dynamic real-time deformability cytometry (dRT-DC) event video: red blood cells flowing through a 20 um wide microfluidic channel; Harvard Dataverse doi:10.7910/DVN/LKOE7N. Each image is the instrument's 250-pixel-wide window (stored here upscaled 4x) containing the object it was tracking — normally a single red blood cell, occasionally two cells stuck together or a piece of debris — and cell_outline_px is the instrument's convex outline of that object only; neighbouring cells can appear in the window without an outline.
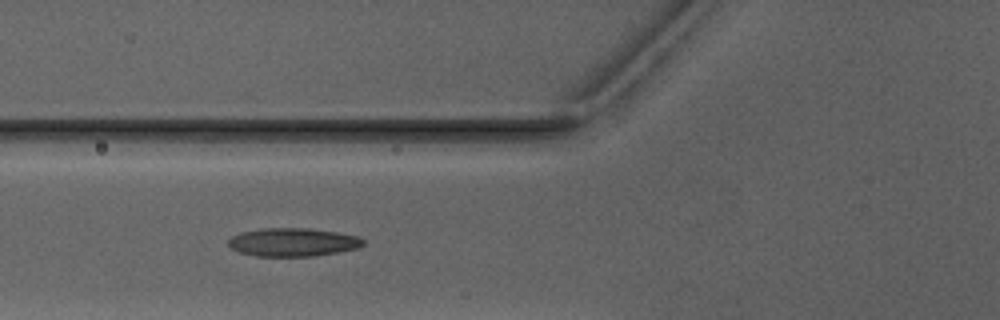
{"species": "Egyptian fruit bat (a non-hibernating species)", "species_latin": "Rousettus aegyptiacus", "temperature_condition": "warm", "stored_images_in_passage": 7, "camera_frame_rate_fps": 3000, "um_per_image_px": 0.085, "animal": {"sex": "male"}, "frame": {"image": 1, "passage_image": 5, "time_ms": 6.0, "image_size_px": [1000, 320], "cell_outline_px": [[364, 244], [360, 248], [312, 256], [256, 256], [240, 252], [232, 248], [228, 244], [228, 240], [232, 236], [244, 232], [264, 228], [308, 228], [336, 232], [360, 236], [364, 240]], "centroid_in_image_um": [24.94, 20.58], "position_along_channel_um": 100.9, "area_um2": 22.14}}
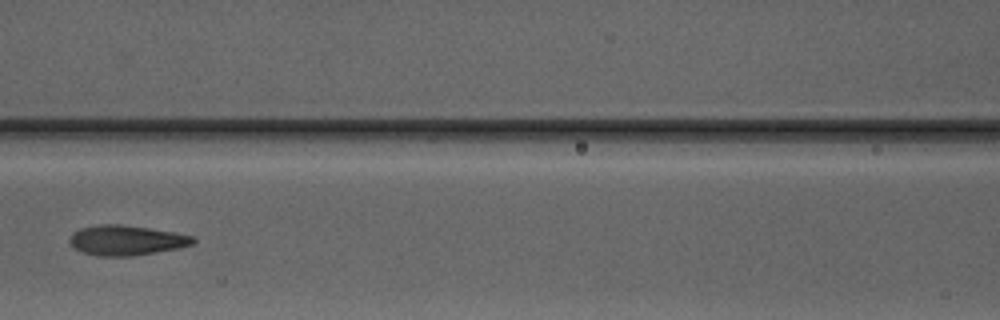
{"frame": {"image": 2, "passage_image": 6, "time_ms": 7.333, "image_size_px": [1000, 320], "cell_outline_px": [[196, 240], [192, 244], [176, 248], [128, 256], [100, 256], [84, 252], [76, 248], [68, 240], [72, 232], [80, 228], [100, 224], [120, 224], [148, 228], [172, 232], [192, 236]], "centroid_in_image_um": [10.69, 20.41], "position_along_channel_um": 155.9, "area_um2": 21.1}}
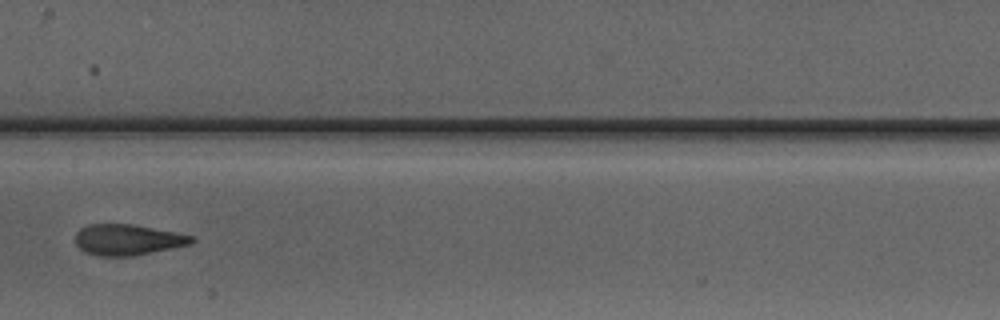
{"frame": {"image": 3, "passage_image": 7, "time_ms": 8.333, "image_size_px": [1000, 320], "cell_outline_px": [[196, 240], [188, 244], [136, 256], [96, 256], [84, 252], [76, 244], [76, 232], [80, 228], [88, 224], [132, 224], [176, 232], [192, 236]], "centroid_in_image_um": [10.81, 20.38], "position_along_channel_um": 196.6, "area_um2": 20.92}}